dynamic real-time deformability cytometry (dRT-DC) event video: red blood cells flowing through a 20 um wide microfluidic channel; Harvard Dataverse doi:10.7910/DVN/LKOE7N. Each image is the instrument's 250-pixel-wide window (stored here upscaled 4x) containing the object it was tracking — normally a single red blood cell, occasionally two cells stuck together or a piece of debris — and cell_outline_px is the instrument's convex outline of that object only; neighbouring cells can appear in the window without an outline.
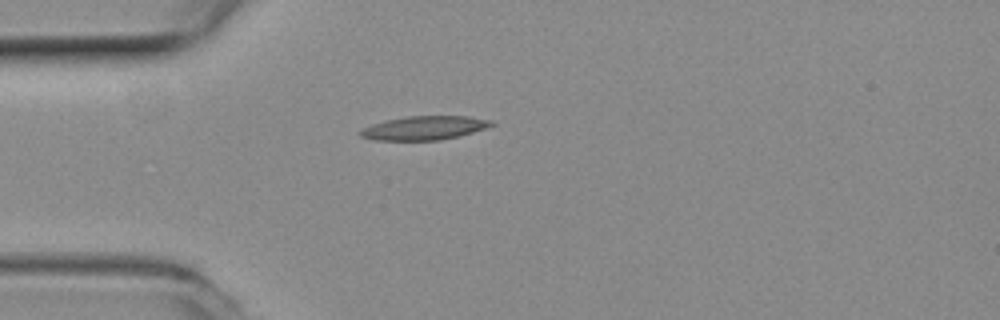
{"species": "common noctule bat (a hibernating species)", "species_latin": "Nyctalus noctula", "temperature_condition": "room temperature", "stored_images_in_passage": 39, "camera_frame_rate_fps": 3000, "um_per_image_px": 0.085, "animal": {"sex": "female", "body_mass_g": 19.3, "forearm_length_mm": 54.1}, "frame": {"image": 1, "passage_image": 1, "time_ms": 0.0, "image_size_px": [1000, 320], "cell_outline_px": [[496, 124], [472, 132], [440, 140], [376, 140], [360, 136], [360, 132], [364, 128], [372, 124], [384, 120], [408, 116], [468, 116], [492, 120]], "centroid_in_image_um": [36.07, 10.86], "position_along_channel_um": 48.9, "area_um2": 17.98}}
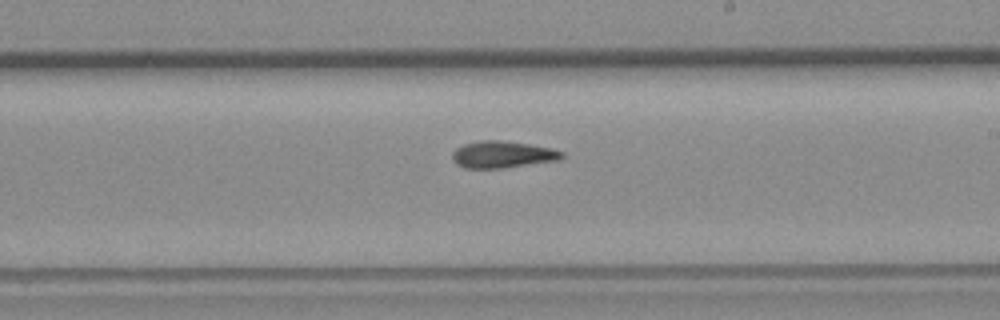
{"frame": {"image": 2, "passage_image": 17, "time_ms": 5.333, "image_size_px": [1000, 320], "cell_outline_px": [[564, 156], [560, 160], [500, 168], [464, 168], [456, 164], [452, 160], [452, 152], [456, 148], [464, 144], [480, 140], [504, 140], [552, 148], [564, 152]], "centroid_in_image_um": [42.7, 13.13], "position_along_channel_um": 246.3, "area_um2": 17.22}}
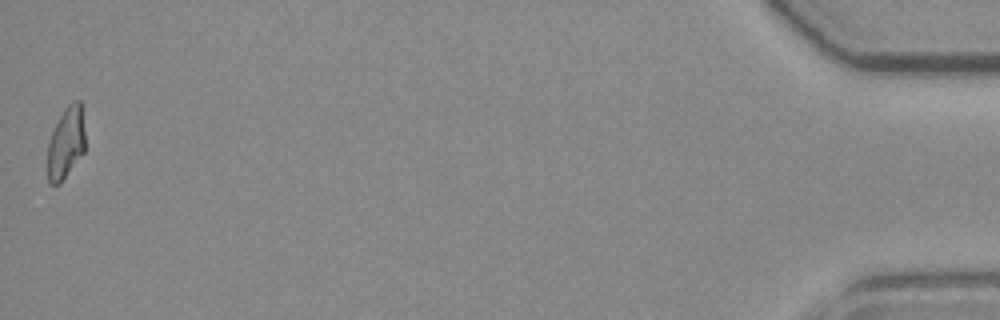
{"frame": {"image": 3, "passage_image": 39, "time_ms": 12.667, "image_size_px": [1000, 320], "cell_outline_px": [[84, 152], [60, 184], [48, 184], [48, 144], [52, 132], [60, 116], [68, 104], [72, 100], [80, 100], [84, 132]], "centroid_in_image_um": [5.6, 12.16], "position_along_channel_um": 429.6, "area_um2": 15.49}, "authors_computed_cell_mechanics": {"area_um2": 16.762, "velocity_mm_per_s": 3.9058, "shape_relaxation_time_tau1_ms": null, "shape_relaxation_time_tau2_ms": 3.7073, "deformation_change_tau1": null, "deformation_change_tau2": 0.1207}}